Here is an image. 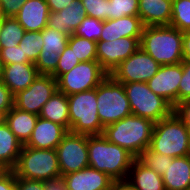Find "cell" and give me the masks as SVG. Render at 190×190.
<instances>
[{"label": "cell", "mask_w": 190, "mask_h": 190, "mask_svg": "<svg viewBox=\"0 0 190 190\" xmlns=\"http://www.w3.org/2000/svg\"><path fill=\"white\" fill-rule=\"evenodd\" d=\"M88 159L90 167L104 172L115 182H126L135 157L104 135H88Z\"/></svg>", "instance_id": "1"}, {"label": "cell", "mask_w": 190, "mask_h": 190, "mask_svg": "<svg viewBox=\"0 0 190 190\" xmlns=\"http://www.w3.org/2000/svg\"><path fill=\"white\" fill-rule=\"evenodd\" d=\"M140 48L160 65L183 61V32L170 25L146 26L142 30Z\"/></svg>", "instance_id": "2"}, {"label": "cell", "mask_w": 190, "mask_h": 190, "mask_svg": "<svg viewBox=\"0 0 190 190\" xmlns=\"http://www.w3.org/2000/svg\"><path fill=\"white\" fill-rule=\"evenodd\" d=\"M155 123L140 116L129 115L107 125L105 138L131 153L135 158L149 148Z\"/></svg>", "instance_id": "3"}, {"label": "cell", "mask_w": 190, "mask_h": 190, "mask_svg": "<svg viewBox=\"0 0 190 190\" xmlns=\"http://www.w3.org/2000/svg\"><path fill=\"white\" fill-rule=\"evenodd\" d=\"M189 128L173 112L154 125L149 149L172 158L188 155Z\"/></svg>", "instance_id": "4"}, {"label": "cell", "mask_w": 190, "mask_h": 190, "mask_svg": "<svg viewBox=\"0 0 190 190\" xmlns=\"http://www.w3.org/2000/svg\"><path fill=\"white\" fill-rule=\"evenodd\" d=\"M16 177L47 181L61 176L56 149H37L22 146L15 167Z\"/></svg>", "instance_id": "5"}, {"label": "cell", "mask_w": 190, "mask_h": 190, "mask_svg": "<svg viewBox=\"0 0 190 190\" xmlns=\"http://www.w3.org/2000/svg\"><path fill=\"white\" fill-rule=\"evenodd\" d=\"M70 132L103 135L104 126L98 116L96 88L68 95Z\"/></svg>", "instance_id": "6"}, {"label": "cell", "mask_w": 190, "mask_h": 190, "mask_svg": "<svg viewBox=\"0 0 190 190\" xmlns=\"http://www.w3.org/2000/svg\"><path fill=\"white\" fill-rule=\"evenodd\" d=\"M96 96L97 113L104 127L132 114L123 84L111 75L96 87Z\"/></svg>", "instance_id": "7"}, {"label": "cell", "mask_w": 190, "mask_h": 190, "mask_svg": "<svg viewBox=\"0 0 190 190\" xmlns=\"http://www.w3.org/2000/svg\"><path fill=\"white\" fill-rule=\"evenodd\" d=\"M132 115L152 120L154 123L173 113L174 107L163 97L153 93L146 82L123 84Z\"/></svg>", "instance_id": "8"}, {"label": "cell", "mask_w": 190, "mask_h": 190, "mask_svg": "<svg viewBox=\"0 0 190 190\" xmlns=\"http://www.w3.org/2000/svg\"><path fill=\"white\" fill-rule=\"evenodd\" d=\"M109 74L97 61L80 62L57 79L58 91L65 95L95 89Z\"/></svg>", "instance_id": "9"}, {"label": "cell", "mask_w": 190, "mask_h": 190, "mask_svg": "<svg viewBox=\"0 0 190 190\" xmlns=\"http://www.w3.org/2000/svg\"><path fill=\"white\" fill-rule=\"evenodd\" d=\"M61 176L89 166L88 135L68 132L56 147Z\"/></svg>", "instance_id": "10"}, {"label": "cell", "mask_w": 190, "mask_h": 190, "mask_svg": "<svg viewBox=\"0 0 190 190\" xmlns=\"http://www.w3.org/2000/svg\"><path fill=\"white\" fill-rule=\"evenodd\" d=\"M160 66L148 53L139 48L128 59L122 61L110 75L122 84L147 83L158 72Z\"/></svg>", "instance_id": "11"}, {"label": "cell", "mask_w": 190, "mask_h": 190, "mask_svg": "<svg viewBox=\"0 0 190 190\" xmlns=\"http://www.w3.org/2000/svg\"><path fill=\"white\" fill-rule=\"evenodd\" d=\"M57 90V80L52 75L39 74L27 89L14 95V107L39 115L44 104Z\"/></svg>", "instance_id": "12"}, {"label": "cell", "mask_w": 190, "mask_h": 190, "mask_svg": "<svg viewBox=\"0 0 190 190\" xmlns=\"http://www.w3.org/2000/svg\"><path fill=\"white\" fill-rule=\"evenodd\" d=\"M140 39L123 37L109 42H96L97 62L110 75L122 61L140 48Z\"/></svg>", "instance_id": "13"}, {"label": "cell", "mask_w": 190, "mask_h": 190, "mask_svg": "<svg viewBox=\"0 0 190 190\" xmlns=\"http://www.w3.org/2000/svg\"><path fill=\"white\" fill-rule=\"evenodd\" d=\"M43 48L35 62L39 74L53 75L56 72L59 56L68 43L69 36L51 27L42 30Z\"/></svg>", "instance_id": "14"}, {"label": "cell", "mask_w": 190, "mask_h": 190, "mask_svg": "<svg viewBox=\"0 0 190 190\" xmlns=\"http://www.w3.org/2000/svg\"><path fill=\"white\" fill-rule=\"evenodd\" d=\"M182 64L161 65L158 72L147 82L149 89L163 97L173 107L179 103V84L182 80Z\"/></svg>", "instance_id": "15"}, {"label": "cell", "mask_w": 190, "mask_h": 190, "mask_svg": "<svg viewBox=\"0 0 190 190\" xmlns=\"http://www.w3.org/2000/svg\"><path fill=\"white\" fill-rule=\"evenodd\" d=\"M67 190H109L115 181L90 166L62 176Z\"/></svg>", "instance_id": "16"}, {"label": "cell", "mask_w": 190, "mask_h": 190, "mask_svg": "<svg viewBox=\"0 0 190 190\" xmlns=\"http://www.w3.org/2000/svg\"><path fill=\"white\" fill-rule=\"evenodd\" d=\"M68 132L60 124L38 117L32 135L24 146L37 149H56Z\"/></svg>", "instance_id": "17"}, {"label": "cell", "mask_w": 190, "mask_h": 190, "mask_svg": "<svg viewBox=\"0 0 190 190\" xmlns=\"http://www.w3.org/2000/svg\"><path fill=\"white\" fill-rule=\"evenodd\" d=\"M38 76L34 63H14L3 65L0 80L15 95L27 89Z\"/></svg>", "instance_id": "18"}, {"label": "cell", "mask_w": 190, "mask_h": 190, "mask_svg": "<svg viewBox=\"0 0 190 190\" xmlns=\"http://www.w3.org/2000/svg\"><path fill=\"white\" fill-rule=\"evenodd\" d=\"M85 17L87 14L81 0H74L59 12H49L47 27L70 37Z\"/></svg>", "instance_id": "19"}, {"label": "cell", "mask_w": 190, "mask_h": 190, "mask_svg": "<svg viewBox=\"0 0 190 190\" xmlns=\"http://www.w3.org/2000/svg\"><path fill=\"white\" fill-rule=\"evenodd\" d=\"M49 12L46 0H26L14 18L25 31L40 32L47 26Z\"/></svg>", "instance_id": "20"}, {"label": "cell", "mask_w": 190, "mask_h": 190, "mask_svg": "<svg viewBox=\"0 0 190 190\" xmlns=\"http://www.w3.org/2000/svg\"><path fill=\"white\" fill-rule=\"evenodd\" d=\"M144 25L139 16H123L103 21L99 41H114L123 37L141 38Z\"/></svg>", "instance_id": "21"}, {"label": "cell", "mask_w": 190, "mask_h": 190, "mask_svg": "<svg viewBox=\"0 0 190 190\" xmlns=\"http://www.w3.org/2000/svg\"><path fill=\"white\" fill-rule=\"evenodd\" d=\"M139 17L144 27L169 25L172 0H139Z\"/></svg>", "instance_id": "22"}, {"label": "cell", "mask_w": 190, "mask_h": 190, "mask_svg": "<svg viewBox=\"0 0 190 190\" xmlns=\"http://www.w3.org/2000/svg\"><path fill=\"white\" fill-rule=\"evenodd\" d=\"M162 178L166 190H190V156L168 161Z\"/></svg>", "instance_id": "23"}, {"label": "cell", "mask_w": 190, "mask_h": 190, "mask_svg": "<svg viewBox=\"0 0 190 190\" xmlns=\"http://www.w3.org/2000/svg\"><path fill=\"white\" fill-rule=\"evenodd\" d=\"M126 182L135 190H166L162 175L133 160Z\"/></svg>", "instance_id": "24"}, {"label": "cell", "mask_w": 190, "mask_h": 190, "mask_svg": "<svg viewBox=\"0 0 190 190\" xmlns=\"http://www.w3.org/2000/svg\"><path fill=\"white\" fill-rule=\"evenodd\" d=\"M38 117L36 114L19 110L13 106L6 113L5 123L9 126L16 138L25 145L32 135Z\"/></svg>", "instance_id": "25"}, {"label": "cell", "mask_w": 190, "mask_h": 190, "mask_svg": "<svg viewBox=\"0 0 190 190\" xmlns=\"http://www.w3.org/2000/svg\"><path fill=\"white\" fill-rule=\"evenodd\" d=\"M23 144L16 138L9 126H0V166L12 170L18 160Z\"/></svg>", "instance_id": "26"}, {"label": "cell", "mask_w": 190, "mask_h": 190, "mask_svg": "<svg viewBox=\"0 0 190 190\" xmlns=\"http://www.w3.org/2000/svg\"><path fill=\"white\" fill-rule=\"evenodd\" d=\"M39 117L64 126L70 131L68 97L57 92L44 104Z\"/></svg>", "instance_id": "27"}, {"label": "cell", "mask_w": 190, "mask_h": 190, "mask_svg": "<svg viewBox=\"0 0 190 190\" xmlns=\"http://www.w3.org/2000/svg\"><path fill=\"white\" fill-rule=\"evenodd\" d=\"M67 45L79 62L97 61L96 42L73 34L69 37Z\"/></svg>", "instance_id": "28"}, {"label": "cell", "mask_w": 190, "mask_h": 190, "mask_svg": "<svg viewBox=\"0 0 190 190\" xmlns=\"http://www.w3.org/2000/svg\"><path fill=\"white\" fill-rule=\"evenodd\" d=\"M24 33L25 29L14 17H5L2 26L0 48H13L18 46Z\"/></svg>", "instance_id": "29"}, {"label": "cell", "mask_w": 190, "mask_h": 190, "mask_svg": "<svg viewBox=\"0 0 190 190\" xmlns=\"http://www.w3.org/2000/svg\"><path fill=\"white\" fill-rule=\"evenodd\" d=\"M44 42L42 37V31L40 32H30L25 31L22 40L18 44L21 48L23 54L28 57L31 63L36 62L43 48Z\"/></svg>", "instance_id": "30"}, {"label": "cell", "mask_w": 190, "mask_h": 190, "mask_svg": "<svg viewBox=\"0 0 190 190\" xmlns=\"http://www.w3.org/2000/svg\"><path fill=\"white\" fill-rule=\"evenodd\" d=\"M169 25L181 32L190 30V0H172V17Z\"/></svg>", "instance_id": "31"}, {"label": "cell", "mask_w": 190, "mask_h": 190, "mask_svg": "<svg viewBox=\"0 0 190 190\" xmlns=\"http://www.w3.org/2000/svg\"><path fill=\"white\" fill-rule=\"evenodd\" d=\"M136 159L144 166L153 169L159 175H162L166 171L168 161L173 160L172 157L155 153L149 148L141 152Z\"/></svg>", "instance_id": "32"}, {"label": "cell", "mask_w": 190, "mask_h": 190, "mask_svg": "<svg viewBox=\"0 0 190 190\" xmlns=\"http://www.w3.org/2000/svg\"><path fill=\"white\" fill-rule=\"evenodd\" d=\"M139 16V0H109V19Z\"/></svg>", "instance_id": "33"}, {"label": "cell", "mask_w": 190, "mask_h": 190, "mask_svg": "<svg viewBox=\"0 0 190 190\" xmlns=\"http://www.w3.org/2000/svg\"><path fill=\"white\" fill-rule=\"evenodd\" d=\"M102 30L103 21L87 16L82 20L81 24L75 30L74 35L98 42L100 40Z\"/></svg>", "instance_id": "34"}, {"label": "cell", "mask_w": 190, "mask_h": 190, "mask_svg": "<svg viewBox=\"0 0 190 190\" xmlns=\"http://www.w3.org/2000/svg\"><path fill=\"white\" fill-rule=\"evenodd\" d=\"M87 16L105 21L109 19V0H81Z\"/></svg>", "instance_id": "35"}, {"label": "cell", "mask_w": 190, "mask_h": 190, "mask_svg": "<svg viewBox=\"0 0 190 190\" xmlns=\"http://www.w3.org/2000/svg\"><path fill=\"white\" fill-rule=\"evenodd\" d=\"M80 62L67 45L59 56L56 72L52 75L56 80L64 73L71 71Z\"/></svg>", "instance_id": "36"}, {"label": "cell", "mask_w": 190, "mask_h": 190, "mask_svg": "<svg viewBox=\"0 0 190 190\" xmlns=\"http://www.w3.org/2000/svg\"><path fill=\"white\" fill-rule=\"evenodd\" d=\"M0 57L2 65H9L14 63H31L28 57L23 54L20 47L15 46L11 48H0Z\"/></svg>", "instance_id": "37"}, {"label": "cell", "mask_w": 190, "mask_h": 190, "mask_svg": "<svg viewBox=\"0 0 190 190\" xmlns=\"http://www.w3.org/2000/svg\"><path fill=\"white\" fill-rule=\"evenodd\" d=\"M183 76L179 84V103L190 99V61H182Z\"/></svg>", "instance_id": "38"}, {"label": "cell", "mask_w": 190, "mask_h": 190, "mask_svg": "<svg viewBox=\"0 0 190 190\" xmlns=\"http://www.w3.org/2000/svg\"><path fill=\"white\" fill-rule=\"evenodd\" d=\"M26 0H0V13L4 17H14Z\"/></svg>", "instance_id": "39"}, {"label": "cell", "mask_w": 190, "mask_h": 190, "mask_svg": "<svg viewBox=\"0 0 190 190\" xmlns=\"http://www.w3.org/2000/svg\"><path fill=\"white\" fill-rule=\"evenodd\" d=\"M14 106V95L0 80V111L7 113Z\"/></svg>", "instance_id": "40"}, {"label": "cell", "mask_w": 190, "mask_h": 190, "mask_svg": "<svg viewBox=\"0 0 190 190\" xmlns=\"http://www.w3.org/2000/svg\"><path fill=\"white\" fill-rule=\"evenodd\" d=\"M173 112L190 129V99L178 103Z\"/></svg>", "instance_id": "41"}, {"label": "cell", "mask_w": 190, "mask_h": 190, "mask_svg": "<svg viewBox=\"0 0 190 190\" xmlns=\"http://www.w3.org/2000/svg\"><path fill=\"white\" fill-rule=\"evenodd\" d=\"M16 190H45L44 181L16 177Z\"/></svg>", "instance_id": "42"}, {"label": "cell", "mask_w": 190, "mask_h": 190, "mask_svg": "<svg viewBox=\"0 0 190 190\" xmlns=\"http://www.w3.org/2000/svg\"><path fill=\"white\" fill-rule=\"evenodd\" d=\"M0 190H16V176L12 170L0 174Z\"/></svg>", "instance_id": "43"}, {"label": "cell", "mask_w": 190, "mask_h": 190, "mask_svg": "<svg viewBox=\"0 0 190 190\" xmlns=\"http://www.w3.org/2000/svg\"><path fill=\"white\" fill-rule=\"evenodd\" d=\"M45 190H67L65 180L62 176L44 181Z\"/></svg>", "instance_id": "44"}, {"label": "cell", "mask_w": 190, "mask_h": 190, "mask_svg": "<svg viewBox=\"0 0 190 190\" xmlns=\"http://www.w3.org/2000/svg\"><path fill=\"white\" fill-rule=\"evenodd\" d=\"M74 0H46L50 12H59Z\"/></svg>", "instance_id": "45"}, {"label": "cell", "mask_w": 190, "mask_h": 190, "mask_svg": "<svg viewBox=\"0 0 190 190\" xmlns=\"http://www.w3.org/2000/svg\"><path fill=\"white\" fill-rule=\"evenodd\" d=\"M183 61H190V30L183 32Z\"/></svg>", "instance_id": "46"}, {"label": "cell", "mask_w": 190, "mask_h": 190, "mask_svg": "<svg viewBox=\"0 0 190 190\" xmlns=\"http://www.w3.org/2000/svg\"><path fill=\"white\" fill-rule=\"evenodd\" d=\"M113 190H135L127 182H115Z\"/></svg>", "instance_id": "47"}, {"label": "cell", "mask_w": 190, "mask_h": 190, "mask_svg": "<svg viewBox=\"0 0 190 190\" xmlns=\"http://www.w3.org/2000/svg\"><path fill=\"white\" fill-rule=\"evenodd\" d=\"M6 114L0 111V126L5 123Z\"/></svg>", "instance_id": "48"}, {"label": "cell", "mask_w": 190, "mask_h": 190, "mask_svg": "<svg viewBox=\"0 0 190 190\" xmlns=\"http://www.w3.org/2000/svg\"><path fill=\"white\" fill-rule=\"evenodd\" d=\"M4 18L5 17L0 13V39H1L2 26H3Z\"/></svg>", "instance_id": "49"}, {"label": "cell", "mask_w": 190, "mask_h": 190, "mask_svg": "<svg viewBox=\"0 0 190 190\" xmlns=\"http://www.w3.org/2000/svg\"><path fill=\"white\" fill-rule=\"evenodd\" d=\"M188 148H189L188 155L190 156V129H189V133H188Z\"/></svg>", "instance_id": "50"}, {"label": "cell", "mask_w": 190, "mask_h": 190, "mask_svg": "<svg viewBox=\"0 0 190 190\" xmlns=\"http://www.w3.org/2000/svg\"><path fill=\"white\" fill-rule=\"evenodd\" d=\"M2 68H3V65H2L1 57H0V76H1Z\"/></svg>", "instance_id": "51"}, {"label": "cell", "mask_w": 190, "mask_h": 190, "mask_svg": "<svg viewBox=\"0 0 190 190\" xmlns=\"http://www.w3.org/2000/svg\"><path fill=\"white\" fill-rule=\"evenodd\" d=\"M4 171V169L0 166V174Z\"/></svg>", "instance_id": "52"}]
</instances>
